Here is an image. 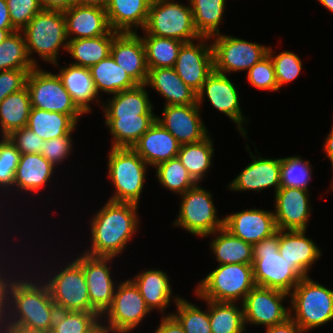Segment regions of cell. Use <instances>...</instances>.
Wrapping results in <instances>:
<instances>
[{
  "label": "cell",
  "instance_id": "obj_6",
  "mask_svg": "<svg viewBox=\"0 0 333 333\" xmlns=\"http://www.w3.org/2000/svg\"><path fill=\"white\" fill-rule=\"evenodd\" d=\"M256 286L250 264H222L198 282L194 293L199 300L243 302Z\"/></svg>",
  "mask_w": 333,
  "mask_h": 333
},
{
  "label": "cell",
  "instance_id": "obj_64",
  "mask_svg": "<svg viewBox=\"0 0 333 333\" xmlns=\"http://www.w3.org/2000/svg\"><path fill=\"white\" fill-rule=\"evenodd\" d=\"M92 333H108V331L100 324Z\"/></svg>",
  "mask_w": 333,
  "mask_h": 333
},
{
  "label": "cell",
  "instance_id": "obj_57",
  "mask_svg": "<svg viewBox=\"0 0 333 333\" xmlns=\"http://www.w3.org/2000/svg\"><path fill=\"white\" fill-rule=\"evenodd\" d=\"M43 10L62 11L77 4V0H40Z\"/></svg>",
  "mask_w": 333,
  "mask_h": 333
},
{
  "label": "cell",
  "instance_id": "obj_17",
  "mask_svg": "<svg viewBox=\"0 0 333 333\" xmlns=\"http://www.w3.org/2000/svg\"><path fill=\"white\" fill-rule=\"evenodd\" d=\"M83 269L90 304L102 315L111 305L116 287L111 274L113 257H96L85 253L73 258ZM109 265V266H108Z\"/></svg>",
  "mask_w": 333,
  "mask_h": 333
},
{
  "label": "cell",
  "instance_id": "obj_23",
  "mask_svg": "<svg viewBox=\"0 0 333 333\" xmlns=\"http://www.w3.org/2000/svg\"><path fill=\"white\" fill-rule=\"evenodd\" d=\"M110 55L136 84H145L148 75L146 50L138 33H118L112 41Z\"/></svg>",
  "mask_w": 333,
  "mask_h": 333
},
{
  "label": "cell",
  "instance_id": "obj_28",
  "mask_svg": "<svg viewBox=\"0 0 333 333\" xmlns=\"http://www.w3.org/2000/svg\"><path fill=\"white\" fill-rule=\"evenodd\" d=\"M148 70L145 85L164 97V106L197 104V93L182 81L173 67Z\"/></svg>",
  "mask_w": 333,
  "mask_h": 333
},
{
  "label": "cell",
  "instance_id": "obj_59",
  "mask_svg": "<svg viewBox=\"0 0 333 333\" xmlns=\"http://www.w3.org/2000/svg\"><path fill=\"white\" fill-rule=\"evenodd\" d=\"M2 333H50V331L31 329L19 325H2Z\"/></svg>",
  "mask_w": 333,
  "mask_h": 333
},
{
  "label": "cell",
  "instance_id": "obj_9",
  "mask_svg": "<svg viewBox=\"0 0 333 333\" xmlns=\"http://www.w3.org/2000/svg\"><path fill=\"white\" fill-rule=\"evenodd\" d=\"M144 35H155L180 40L184 43L198 40L190 4L178 1H153L150 4Z\"/></svg>",
  "mask_w": 333,
  "mask_h": 333
},
{
  "label": "cell",
  "instance_id": "obj_21",
  "mask_svg": "<svg viewBox=\"0 0 333 333\" xmlns=\"http://www.w3.org/2000/svg\"><path fill=\"white\" fill-rule=\"evenodd\" d=\"M224 227L237 238L252 245L277 232L273 211L244 209L224 217Z\"/></svg>",
  "mask_w": 333,
  "mask_h": 333
},
{
  "label": "cell",
  "instance_id": "obj_48",
  "mask_svg": "<svg viewBox=\"0 0 333 333\" xmlns=\"http://www.w3.org/2000/svg\"><path fill=\"white\" fill-rule=\"evenodd\" d=\"M275 54H277L276 51H273L269 46L268 55L273 62L278 90H280L281 87L292 82L300 75L303 65L300 57L294 52L284 50L278 55Z\"/></svg>",
  "mask_w": 333,
  "mask_h": 333
},
{
  "label": "cell",
  "instance_id": "obj_65",
  "mask_svg": "<svg viewBox=\"0 0 333 333\" xmlns=\"http://www.w3.org/2000/svg\"><path fill=\"white\" fill-rule=\"evenodd\" d=\"M153 1H156V2H160V1H175V0H151V2H153Z\"/></svg>",
  "mask_w": 333,
  "mask_h": 333
},
{
  "label": "cell",
  "instance_id": "obj_24",
  "mask_svg": "<svg viewBox=\"0 0 333 333\" xmlns=\"http://www.w3.org/2000/svg\"><path fill=\"white\" fill-rule=\"evenodd\" d=\"M305 234L306 230H279L278 248L282 258L303 278L309 276L313 264L322 255L321 249Z\"/></svg>",
  "mask_w": 333,
  "mask_h": 333
},
{
  "label": "cell",
  "instance_id": "obj_10",
  "mask_svg": "<svg viewBox=\"0 0 333 333\" xmlns=\"http://www.w3.org/2000/svg\"><path fill=\"white\" fill-rule=\"evenodd\" d=\"M180 196L179 214L173 226L202 238L224 227V217L219 219L216 215L218 212L209 190L198 183Z\"/></svg>",
  "mask_w": 333,
  "mask_h": 333
},
{
  "label": "cell",
  "instance_id": "obj_19",
  "mask_svg": "<svg viewBox=\"0 0 333 333\" xmlns=\"http://www.w3.org/2000/svg\"><path fill=\"white\" fill-rule=\"evenodd\" d=\"M309 192L292 187L278 189L273 211L278 230H307L313 210Z\"/></svg>",
  "mask_w": 333,
  "mask_h": 333
},
{
  "label": "cell",
  "instance_id": "obj_39",
  "mask_svg": "<svg viewBox=\"0 0 333 333\" xmlns=\"http://www.w3.org/2000/svg\"><path fill=\"white\" fill-rule=\"evenodd\" d=\"M214 151L213 140L209 135L200 142L180 145L177 157L192 178L200 183L203 178H206V174L213 164Z\"/></svg>",
  "mask_w": 333,
  "mask_h": 333
},
{
  "label": "cell",
  "instance_id": "obj_14",
  "mask_svg": "<svg viewBox=\"0 0 333 333\" xmlns=\"http://www.w3.org/2000/svg\"><path fill=\"white\" fill-rule=\"evenodd\" d=\"M285 299H290V294L255 286L242 302L246 328L248 324L266 328L285 322L290 318V306L283 305Z\"/></svg>",
  "mask_w": 333,
  "mask_h": 333
},
{
  "label": "cell",
  "instance_id": "obj_32",
  "mask_svg": "<svg viewBox=\"0 0 333 333\" xmlns=\"http://www.w3.org/2000/svg\"><path fill=\"white\" fill-rule=\"evenodd\" d=\"M156 115L105 116V127L112 135V148H132L154 124Z\"/></svg>",
  "mask_w": 333,
  "mask_h": 333
},
{
  "label": "cell",
  "instance_id": "obj_11",
  "mask_svg": "<svg viewBox=\"0 0 333 333\" xmlns=\"http://www.w3.org/2000/svg\"><path fill=\"white\" fill-rule=\"evenodd\" d=\"M149 313L144 298L128 278L118 282L111 305L101 315V324L108 333H130Z\"/></svg>",
  "mask_w": 333,
  "mask_h": 333
},
{
  "label": "cell",
  "instance_id": "obj_47",
  "mask_svg": "<svg viewBox=\"0 0 333 333\" xmlns=\"http://www.w3.org/2000/svg\"><path fill=\"white\" fill-rule=\"evenodd\" d=\"M20 152L8 137L0 140V193L13 194L15 173L20 159ZM9 190V191H8ZM6 191V192H5ZM9 192V193H8Z\"/></svg>",
  "mask_w": 333,
  "mask_h": 333
},
{
  "label": "cell",
  "instance_id": "obj_45",
  "mask_svg": "<svg viewBox=\"0 0 333 333\" xmlns=\"http://www.w3.org/2000/svg\"><path fill=\"white\" fill-rule=\"evenodd\" d=\"M176 313L172 315L178 320L185 333H212L210 327L209 311L188 302L185 298L173 296Z\"/></svg>",
  "mask_w": 333,
  "mask_h": 333
},
{
  "label": "cell",
  "instance_id": "obj_37",
  "mask_svg": "<svg viewBox=\"0 0 333 333\" xmlns=\"http://www.w3.org/2000/svg\"><path fill=\"white\" fill-rule=\"evenodd\" d=\"M89 69L98 95L101 94L100 92L114 95L137 85L111 55Z\"/></svg>",
  "mask_w": 333,
  "mask_h": 333
},
{
  "label": "cell",
  "instance_id": "obj_22",
  "mask_svg": "<svg viewBox=\"0 0 333 333\" xmlns=\"http://www.w3.org/2000/svg\"><path fill=\"white\" fill-rule=\"evenodd\" d=\"M63 14L68 40L102 36L112 30L104 6L74 4Z\"/></svg>",
  "mask_w": 333,
  "mask_h": 333
},
{
  "label": "cell",
  "instance_id": "obj_33",
  "mask_svg": "<svg viewBox=\"0 0 333 333\" xmlns=\"http://www.w3.org/2000/svg\"><path fill=\"white\" fill-rule=\"evenodd\" d=\"M208 236H213L210 243V250L215 255L218 265L253 264V245L237 238L225 227L205 237Z\"/></svg>",
  "mask_w": 333,
  "mask_h": 333
},
{
  "label": "cell",
  "instance_id": "obj_29",
  "mask_svg": "<svg viewBox=\"0 0 333 333\" xmlns=\"http://www.w3.org/2000/svg\"><path fill=\"white\" fill-rule=\"evenodd\" d=\"M67 65L65 63L64 67H59L57 74L77 107L84 114H88L92 111L90 106L92 102L100 103V96L97 93L90 69L71 63Z\"/></svg>",
  "mask_w": 333,
  "mask_h": 333
},
{
  "label": "cell",
  "instance_id": "obj_16",
  "mask_svg": "<svg viewBox=\"0 0 333 333\" xmlns=\"http://www.w3.org/2000/svg\"><path fill=\"white\" fill-rule=\"evenodd\" d=\"M210 40V37H200L198 42L184 43L173 67L182 81L196 93L201 90L203 83L214 70Z\"/></svg>",
  "mask_w": 333,
  "mask_h": 333
},
{
  "label": "cell",
  "instance_id": "obj_66",
  "mask_svg": "<svg viewBox=\"0 0 333 333\" xmlns=\"http://www.w3.org/2000/svg\"><path fill=\"white\" fill-rule=\"evenodd\" d=\"M0 333H2V318L0 317Z\"/></svg>",
  "mask_w": 333,
  "mask_h": 333
},
{
  "label": "cell",
  "instance_id": "obj_25",
  "mask_svg": "<svg viewBox=\"0 0 333 333\" xmlns=\"http://www.w3.org/2000/svg\"><path fill=\"white\" fill-rule=\"evenodd\" d=\"M132 149L151 167L176 158L180 149L177 139L157 121L138 139Z\"/></svg>",
  "mask_w": 333,
  "mask_h": 333
},
{
  "label": "cell",
  "instance_id": "obj_34",
  "mask_svg": "<svg viewBox=\"0 0 333 333\" xmlns=\"http://www.w3.org/2000/svg\"><path fill=\"white\" fill-rule=\"evenodd\" d=\"M118 34L111 30L108 34L92 37L72 39L68 41L67 52L71 55L73 65L90 68L110 55L113 38Z\"/></svg>",
  "mask_w": 333,
  "mask_h": 333
},
{
  "label": "cell",
  "instance_id": "obj_5",
  "mask_svg": "<svg viewBox=\"0 0 333 333\" xmlns=\"http://www.w3.org/2000/svg\"><path fill=\"white\" fill-rule=\"evenodd\" d=\"M289 300L290 318L305 333L333 320V290L310 276L301 279Z\"/></svg>",
  "mask_w": 333,
  "mask_h": 333
},
{
  "label": "cell",
  "instance_id": "obj_43",
  "mask_svg": "<svg viewBox=\"0 0 333 333\" xmlns=\"http://www.w3.org/2000/svg\"><path fill=\"white\" fill-rule=\"evenodd\" d=\"M155 168L159 184L178 196L198 184L178 157L162 162Z\"/></svg>",
  "mask_w": 333,
  "mask_h": 333
},
{
  "label": "cell",
  "instance_id": "obj_18",
  "mask_svg": "<svg viewBox=\"0 0 333 333\" xmlns=\"http://www.w3.org/2000/svg\"><path fill=\"white\" fill-rule=\"evenodd\" d=\"M201 106L168 105L164 106L162 117L156 121L168 130L180 145L197 143L209 136V131L201 119Z\"/></svg>",
  "mask_w": 333,
  "mask_h": 333
},
{
  "label": "cell",
  "instance_id": "obj_53",
  "mask_svg": "<svg viewBox=\"0 0 333 333\" xmlns=\"http://www.w3.org/2000/svg\"><path fill=\"white\" fill-rule=\"evenodd\" d=\"M20 154H35L41 152L40 144L44 141L29 128L24 127L13 131L7 136Z\"/></svg>",
  "mask_w": 333,
  "mask_h": 333
},
{
  "label": "cell",
  "instance_id": "obj_13",
  "mask_svg": "<svg viewBox=\"0 0 333 333\" xmlns=\"http://www.w3.org/2000/svg\"><path fill=\"white\" fill-rule=\"evenodd\" d=\"M213 39L214 71L221 74L248 71L254 64L268 55L269 46L231 35L217 34Z\"/></svg>",
  "mask_w": 333,
  "mask_h": 333
},
{
  "label": "cell",
  "instance_id": "obj_44",
  "mask_svg": "<svg viewBox=\"0 0 333 333\" xmlns=\"http://www.w3.org/2000/svg\"><path fill=\"white\" fill-rule=\"evenodd\" d=\"M30 61L21 30H16L0 45V71L13 69H34Z\"/></svg>",
  "mask_w": 333,
  "mask_h": 333
},
{
  "label": "cell",
  "instance_id": "obj_67",
  "mask_svg": "<svg viewBox=\"0 0 333 333\" xmlns=\"http://www.w3.org/2000/svg\"><path fill=\"white\" fill-rule=\"evenodd\" d=\"M0 201H2L1 199H0ZM1 205H2V203L0 202V209L1 208H3V207H1ZM0 221H2V220H0ZM2 232H0V234H1ZM1 240H2V238L0 239V242H1Z\"/></svg>",
  "mask_w": 333,
  "mask_h": 333
},
{
  "label": "cell",
  "instance_id": "obj_58",
  "mask_svg": "<svg viewBox=\"0 0 333 333\" xmlns=\"http://www.w3.org/2000/svg\"><path fill=\"white\" fill-rule=\"evenodd\" d=\"M0 29H16L11 23L6 0H0Z\"/></svg>",
  "mask_w": 333,
  "mask_h": 333
},
{
  "label": "cell",
  "instance_id": "obj_54",
  "mask_svg": "<svg viewBox=\"0 0 333 333\" xmlns=\"http://www.w3.org/2000/svg\"><path fill=\"white\" fill-rule=\"evenodd\" d=\"M6 249H7V244H6V248L4 249V251L0 250V260H1L0 261V317L1 318L5 314L6 308H7L8 287H9L11 280L15 276H17V274L14 275L13 273H15V271H16L15 269L18 267V264L16 267H13V266H15V264L11 265L12 262L10 263L9 261L10 260L12 261V259H15L12 257L14 254L12 253L11 256H9V255L7 256V254L5 253ZM5 257H6V259L7 258L8 259L6 260ZM10 257H11V259H10ZM6 261L9 263L6 264L7 263ZM5 267H7V268H5ZM11 268L12 269L14 268L13 269L14 271ZM10 269H11V272H10Z\"/></svg>",
  "mask_w": 333,
  "mask_h": 333
},
{
  "label": "cell",
  "instance_id": "obj_40",
  "mask_svg": "<svg viewBox=\"0 0 333 333\" xmlns=\"http://www.w3.org/2000/svg\"><path fill=\"white\" fill-rule=\"evenodd\" d=\"M193 13V23L201 37L220 34L223 23L226 0H189Z\"/></svg>",
  "mask_w": 333,
  "mask_h": 333
},
{
  "label": "cell",
  "instance_id": "obj_35",
  "mask_svg": "<svg viewBox=\"0 0 333 333\" xmlns=\"http://www.w3.org/2000/svg\"><path fill=\"white\" fill-rule=\"evenodd\" d=\"M26 127L47 141L73 134L72 131L77 130V122L70 115L32 107Z\"/></svg>",
  "mask_w": 333,
  "mask_h": 333
},
{
  "label": "cell",
  "instance_id": "obj_8",
  "mask_svg": "<svg viewBox=\"0 0 333 333\" xmlns=\"http://www.w3.org/2000/svg\"><path fill=\"white\" fill-rule=\"evenodd\" d=\"M59 268L60 270L55 267L51 268L52 270L48 269L49 274L41 270L43 276H40L41 271L38 275L47 285L51 299L58 310L98 312L90 304L87 281L82 267L75 260H71Z\"/></svg>",
  "mask_w": 333,
  "mask_h": 333
},
{
  "label": "cell",
  "instance_id": "obj_2",
  "mask_svg": "<svg viewBox=\"0 0 333 333\" xmlns=\"http://www.w3.org/2000/svg\"><path fill=\"white\" fill-rule=\"evenodd\" d=\"M139 205L108 200L90 219L91 245L83 253L118 257L139 230Z\"/></svg>",
  "mask_w": 333,
  "mask_h": 333
},
{
  "label": "cell",
  "instance_id": "obj_26",
  "mask_svg": "<svg viewBox=\"0 0 333 333\" xmlns=\"http://www.w3.org/2000/svg\"><path fill=\"white\" fill-rule=\"evenodd\" d=\"M55 167L42 154H21L15 179L13 183V192L38 194L44 190L55 174ZM47 185V186H45ZM19 190V191H18ZM37 192V193H36Z\"/></svg>",
  "mask_w": 333,
  "mask_h": 333
},
{
  "label": "cell",
  "instance_id": "obj_36",
  "mask_svg": "<svg viewBox=\"0 0 333 333\" xmlns=\"http://www.w3.org/2000/svg\"><path fill=\"white\" fill-rule=\"evenodd\" d=\"M31 108L27 87L6 96L0 102L1 137H7L13 131L26 127Z\"/></svg>",
  "mask_w": 333,
  "mask_h": 333
},
{
  "label": "cell",
  "instance_id": "obj_4",
  "mask_svg": "<svg viewBox=\"0 0 333 333\" xmlns=\"http://www.w3.org/2000/svg\"><path fill=\"white\" fill-rule=\"evenodd\" d=\"M279 230L253 245V277L256 286L290 294L303 278L279 253Z\"/></svg>",
  "mask_w": 333,
  "mask_h": 333
},
{
  "label": "cell",
  "instance_id": "obj_56",
  "mask_svg": "<svg viewBox=\"0 0 333 333\" xmlns=\"http://www.w3.org/2000/svg\"><path fill=\"white\" fill-rule=\"evenodd\" d=\"M265 331V333H305L291 318L281 324L266 327Z\"/></svg>",
  "mask_w": 333,
  "mask_h": 333
},
{
  "label": "cell",
  "instance_id": "obj_41",
  "mask_svg": "<svg viewBox=\"0 0 333 333\" xmlns=\"http://www.w3.org/2000/svg\"><path fill=\"white\" fill-rule=\"evenodd\" d=\"M146 50L148 69L174 67L184 42L155 35L141 36Z\"/></svg>",
  "mask_w": 333,
  "mask_h": 333
},
{
  "label": "cell",
  "instance_id": "obj_30",
  "mask_svg": "<svg viewBox=\"0 0 333 333\" xmlns=\"http://www.w3.org/2000/svg\"><path fill=\"white\" fill-rule=\"evenodd\" d=\"M169 278L168 273L160 269H149L140 271L130 280L138 288L150 311L157 309L163 316L172 301L173 291Z\"/></svg>",
  "mask_w": 333,
  "mask_h": 333
},
{
  "label": "cell",
  "instance_id": "obj_20",
  "mask_svg": "<svg viewBox=\"0 0 333 333\" xmlns=\"http://www.w3.org/2000/svg\"><path fill=\"white\" fill-rule=\"evenodd\" d=\"M247 144L246 150L252 162L249 163L230 183L229 190L235 192L255 191L261 192L267 188H274L275 193L280 188V158H263L250 151Z\"/></svg>",
  "mask_w": 333,
  "mask_h": 333
},
{
  "label": "cell",
  "instance_id": "obj_50",
  "mask_svg": "<svg viewBox=\"0 0 333 333\" xmlns=\"http://www.w3.org/2000/svg\"><path fill=\"white\" fill-rule=\"evenodd\" d=\"M12 25L22 30L30 20L43 10L40 0H6Z\"/></svg>",
  "mask_w": 333,
  "mask_h": 333
},
{
  "label": "cell",
  "instance_id": "obj_15",
  "mask_svg": "<svg viewBox=\"0 0 333 333\" xmlns=\"http://www.w3.org/2000/svg\"><path fill=\"white\" fill-rule=\"evenodd\" d=\"M237 87L226 74L213 70L197 93V104L200 106L206 96L208 102L219 112L225 114L236 125L243 138L247 137V129L243 126L249 122L240 108ZM244 127V128H243Z\"/></svg>",
  "mask_w": 333,
  "mask_h": 333
},
{
  "label": "cell",
  "instance_id": "obj_27",
  "mask_svg": "<svg viewBox=\"0 0 333 333\" xmlns=\"http://www.w3.org/2000/svg\"><path fill=\"white\" fill-rule=\"evenodd\" d=\"M151 0H107L105 9L111 29L118 33L143 30Z\"/></svg>",
  "mask_w": 333,
  "mask_h": 333
},
{
  "label": "cell",
  "instance_id": "obj_3",
  "mask_svg": "<svg viewBox=\"0 0 333 333\" xmlns=\"http://www.w3.org/2000/svg\"><path fill=\"white\" fill-rule=\"evenodd\" d=\"M30 61L39 66L34 56L36 53L42 60L59 67V49L67 52L68 37L66 22L62 11L42 10L21 30Z\"/></svg>",
  "mask_w": 333,
  "mask_h": 333
},
{
  "label": "cell",
  "instance_id": "obj_51",
  "mask_svg": "<svg viewBox=\"0 0 333 333\" xmlns=\"http://www.w3.org/2000/svg\"><path fill=\"white\" fill-rule=\"evenodd\" d=\"M66 134L58 138L42 141L40 144L42 154L55 167L67 159L72 152L73 137Z\"/></svg>",
  "mask_w": 333,
  "mask_h": 333
},
{
  "label": "cell",
  "instance_id": "obj_52",
  "mask_svg": "<svg viewBox=\"0 0 333 333\" xmlns=\"http://www.w3.org/2000/svg\"><path fill=\"white\" fill-rule=\"evenodd\" d=\"M33 69H13L0 71V102L9 94L26 87L27 77Z\"/></svg>",
  "mask_w": 333,
  "mask_h": 333
},
{
  "label": "cell",
  "instance_id": "obj_12",
  "mask_svg": "<svg viewBox=\"0 0 333 333\" xmlns=\"http://www.w3.org/2000/svg\"><path fill=\"white\" fill-rule=\"evenodd\" d=\"M26 87L33 108L70 115L77 123L85 115L74 103L58 74L36 66L27 77Z\"/></svg>",
  "mask_w": 333,
  "mask_h": 333
},
{
  "label": "cell",
  "instance_id": "obj_60",
  "mask_svg": "<svg viewBox=\"0 0 333 333\" xmlns=\"http://www.w3.org/2000/svg\"><path fill=\"white\" fill-rule=\"evenodd\" d=\"M324 142L325 143H324L323 151H325L324 152L326 154L325 157H328V159L330 160L331 165H332L331 168H332V171H333V125H332V129L330 130V132L327 135ZM330 189L331 190L333 189V177H332Z\"/></svg>",
  "mask_w": 333,
  "mask_h": 333
},
{
  "label": "cell",
  "instance_id": "obj_7",
  "mask_svg": "<svg viewBox=\"0 0 333 333\" xmlns=\"http://www.w3.org/2000/svg\"><path fill=\"white\" fill-rule=\"evenodd\" d=\"M110 148L107 174L115 192L109 200L139 205L149 165L132 148Z\"/></svg>",
  "mask_w": 333,
  "mask_h": 333
},
{
  "label": "cell",
  "instance_id": "obj_38",
  "mask_svg": "<svg viewBox=\"0 0 333 333\" xmlns=\"http://www.w3.org/2000/svg\"><path fill=\"white\" fill-rule=\"evenodd\" d=\"M204 301L209 311L212 333H246L242 303Z\"/></svg>",
  "mask_w": 333,
  "mask_h": 333
},
{
  "label": "cell",
  "instance_id": "obj_63",
  "mask_svg": "<svg viewBox=\"0 0 333 333\" xmlns=\"http://www.w3.org/2000/svg\"><path fill=\"white\" fill-rule=\"evenodd\" d=\"M322 6L333 13V0H317Z\"/></svg>",
  "mask_w": 333,
  "mask_h": 333
},
{
  "label": "cell",
  "instance_id": "obj_1",
  "mask_svg": "<svg viewBox=\"0 0 333 333\" xmlns=\"http://www.w3.org/2000/svg\"><path fill=\"white\" fill-rule=\"evenodd\" d=\"M37 272L38 270L35 275L33 273L29 276L30 272L18 271L17 277L11 280L2 325H19L51 331L58 308L51 299L47 285L38 277Z\"/></svg>",
  "mask_w": 333,
  "mask_h": 333
},
{
  "label": "cell",
  "instance_id": "obj_62",
  "mask_svg": "<svg viewBox=\"0 0 333 333\" xmlns=\"http://www.w3.org/2000/svg\"><path fill=\"white\" fill-rule=\"evenodd\" d=\"M17 29H0V45L9 36L10 33L16 31Z\"/></svg>",
  "mask_w": 333,
  "mask_h": 333
},
{
  "label": "cell",
  "instance_id": "obj_49",
  "mask_svg": "<svg viewBox=\"0 0 333 333\" xmlns=\"http://www.w3.org/2000/svg\"><path fill=\"white\" fill-rule=\"evenodd\" d=\"M247 80L256 89L278 91L274 65L269 55L247 71Z\"/></svg>",
  "mask_w": 333,
  "mask_h": 333
},
{
  "label": "cell",
  "instance_id": "obj_55",
  "mask_svg": "<svg viewBox=\"0 0 333 333\" xmlns=\"http://www.w3.org/2000/svg\"><path fill=\"white\" fill-rule=\"evenodd\" d=\"M154 333H185L183 327L172 313L161 316V322Z\"/></svg>",
  "mask_w": 333,
  "mask_h": 333
},
{
  "label": "cell",
  "instance_id": "obj_61",
  "mask_svg": "<svg viewBox=\"0 0 333 333\" xmlns=\"http://www.w3.org/2000/svg\"><path fill=\"white\" fill-rule=\"evenodd\" d=\"M107 0H77V4H87V5H106Z\"/></svg>",
  "mask_w": 333,
  "mask_h": 333
},
{
  "label": "cell",
  "instance_id": "obj_46",
  "mask_svg": "<svg viewBox=\"0 0 333 333\" xmlns=\"http://www.w3.org/2000/svg\"><path fill=\"white\" fill-rule=\"evenodd\" d=\"M312 165L299 156L280 158V187L299 188L309 191Z\"/></svg>",
  "mask_w": 333,
  "mask_h": 333
},
{
  "label": "cell",
  "instance_id": "obj_31",
  "mask_svg": "<svg viewBox=\"0 0 333 333\" xmlns=\"http://www.w3.org/2000/svg\"><path fill=\"white\" fill-rule=\"evenodd\" d=\"M146 87L145 84H137L133 88L114 94L112 98L109 97L106 103L101 102L104 116L154 115V105Z\"/></svg>",
  "mask_w": 333,
  "mask_h": 333
},
{
  "label": "cell",
  "instance_id": "obj_42",
  "mask_svg": "<svg viewBox=\"0 0 333 333\" xmlns=\"http://www.w3.org/2000/svg\"><path fill=\"white\" fill-rule=\"evenodd\" d=\"M100 322L99 312L58 310L50 333H92Z\"/></svg>",
  "mask_w": 333,
  "mask_h": 333
}]
</instances>
